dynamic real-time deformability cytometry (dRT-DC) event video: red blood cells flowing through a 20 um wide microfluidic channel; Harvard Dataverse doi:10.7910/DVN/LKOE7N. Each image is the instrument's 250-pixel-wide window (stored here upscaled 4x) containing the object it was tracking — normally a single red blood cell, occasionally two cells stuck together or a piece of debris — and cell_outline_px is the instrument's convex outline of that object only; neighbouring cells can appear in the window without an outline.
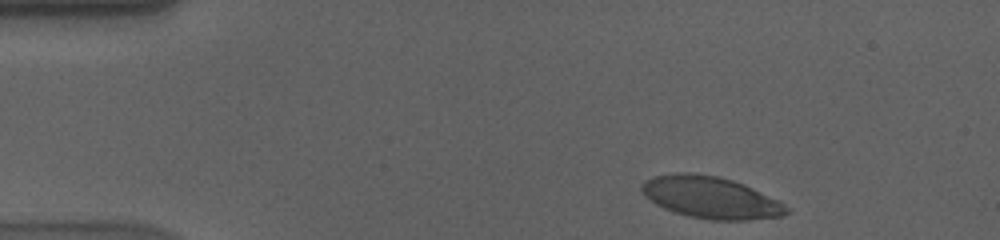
{"species": "human", "species_latin": "Homo sapiens", "temperature_condition": "cold", "stored_images_in_passage": 42, "camera_frame_rate_fps": 3000, "um_per_image_px": 0.085, "donor": {"sex": "male"}, "frame": {"image": 1, "passage_image": 1, "time_ms": 0.0, "image_size_px": [1000, 240], "cell_outline_px": [[792, 208], [784, 216], [748, 220], [708, 220], [688, 216], [664, 208], [656, 204], [644, 196], [640, 188], [640, 184], [644, 180], [652, 176], [676, 172], [688, 172], [716, 176], [732, 180], [744, 184], [780, 200]], "centroid_in_image_um": [60.43, 16.78], "position_along_channel_um": 24.6, "area_um2": 35.78}}
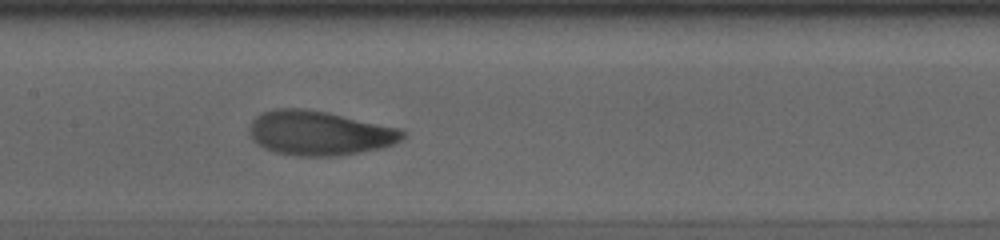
{"frame": {"image": 2, "passage_image": 21, "time_ms": 6.667, "image_size_px": [1000, 240], "cell_outline_px": [[408, 132], [400, 140], [384, 148], [340, 156], [296, 156], [276, 152], [264, 148], [256, 144], [248, 136], [248, 124], [256, 116], [264, 112], [276, 108], [304, 108], [404, 128]], "centroid_in_image_um": [27.15, 11.32], "position_along_channel_um": 180.3, "area_um2": 40.29}}
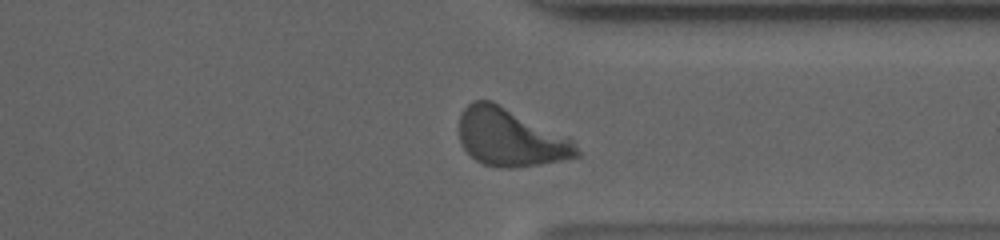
{"frame": {"image": 3, "passage_image": 37, "time_ms": 12.0, "image_size_px": [1000, 240], "cell_outline_px": [[580, 156], [540, 164], [512, 168], [496, 168], [484, 164], [476, 160], [464, 148], [460, 140], [460, 116], [464, 108], [472, 100], [492, 100], [572, 140], [580, 152]], "centroid_in_image_um": [43.34, 11.69], "position_along_channel_um": 368.1, "area_um2": 39.02}, "authors_computed_cell_mechanics": {"area_um2": 39.015, "velocity_mm_per_s": 3.5403, "shape_relaxation_time_tau1_ms": 4.5917, "shape_relaxation_time_tau2_ms": 1.1057, "deformation_change_tau1": 0.1853, "deformation_change_tau2": 0.0584}}